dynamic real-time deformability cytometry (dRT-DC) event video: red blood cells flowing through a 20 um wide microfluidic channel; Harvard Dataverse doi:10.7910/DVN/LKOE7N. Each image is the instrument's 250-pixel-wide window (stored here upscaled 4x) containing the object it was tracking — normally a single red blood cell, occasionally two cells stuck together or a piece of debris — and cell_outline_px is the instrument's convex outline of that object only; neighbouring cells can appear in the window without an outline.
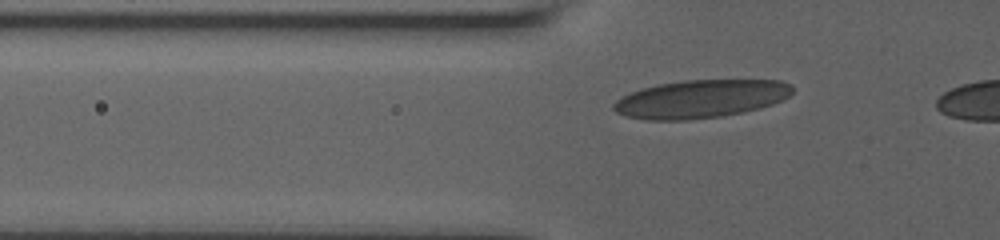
{"species": "human", "species_latin": "Homo sapiens", "temperature_condition": "room temperature", "stored_images_in_passage": 34, "camera_frame_rate_fps": 3000, "um_per_image_px": 0.085, "donor": {"sex": "male"}, "frame": {"image": 1, "passage_image": 5, "time_ms": 1.333, "image_size_px": [1000, 240], "cell_outline_px": [[792, 92], [788, 96], [772, 104], [760, 108], [744, 112], [720, 116], [688, 120], [648, 120], [624, 116], [616, 112], [612, 108], [612, 104], [616, 100], [640, 88], [656, 84], [684, 80], [780, 80], [792, 84]], "centroid_in_image_um": [59.53, 8.4], "position_along_channel_um": 66.3, "area_um2": 39.77}}
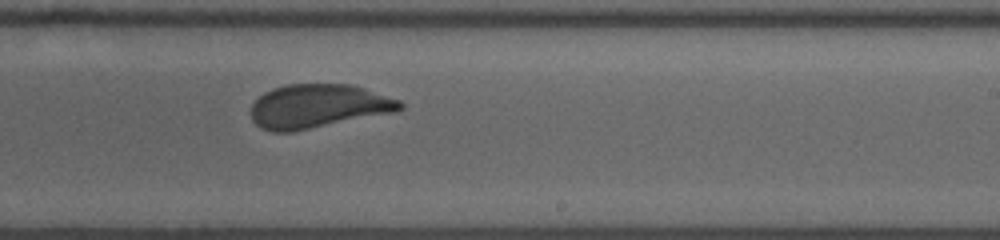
{"frame": {"image": 2, "passage_image": 21, "time_ms": 6.667, "image_size_px": [1000, 240], "cell_outline_px": [[404, 108], [396, 112], [292, 132], [272, 132], [260, 128], [252, 120], [252, 104], [264, 92], [272, 88], [288, 84], [352, 84], [400, 100], [404, 104]], "centroid_in_image_um": [27.05, 9.03], "position_along_channel_um": 261.9, "area_um2": 38.21}}
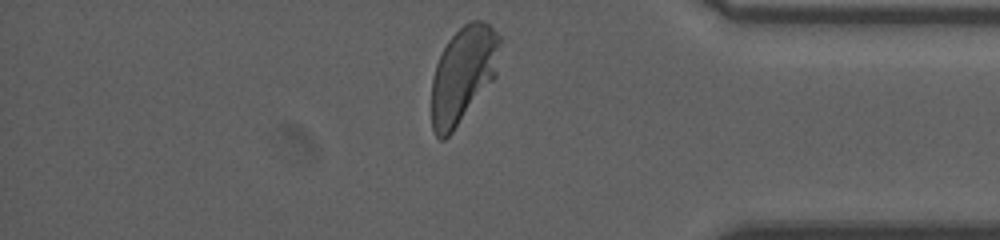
{"frame": {"image": 3, "passage_image": 33, "time_ms": 10.667, "image_size_px": [1000, 240], "cell_outline_px": [[500, 44], [496, 76], [452, 132], [444, 140], [440, 140], [436, 136], [432, 128], [432, 76], [436, 64], [448, 40], [464, 24], [472, 20], [484, 20], [500, 36]], "centroid_in_image_um": [39.36, 6.33], "position_along_channel_um": 395.8, "area_um2": 38.03}, "authors_computed_cell_mechanics": {"area_um2": 38.6393, "velocity_mm_per_s": 3.7724, "shape_relaxation_time_tau1_ms": 5.3319, "shape_relaxation_time_tau2_ms": null, "deformation_change_tau1": 0.1573, "deformation_change_tau2": null}}